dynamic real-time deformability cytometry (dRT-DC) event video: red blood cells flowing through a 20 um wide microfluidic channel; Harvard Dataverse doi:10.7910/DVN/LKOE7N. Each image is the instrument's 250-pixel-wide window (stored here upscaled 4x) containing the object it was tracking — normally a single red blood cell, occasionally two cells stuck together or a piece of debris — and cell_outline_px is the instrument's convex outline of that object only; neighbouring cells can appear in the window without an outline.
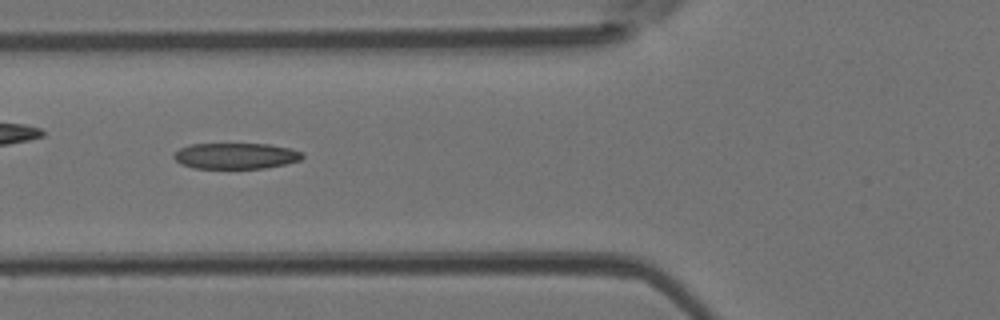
{"species": "Egyptian fruit bat (a non-hibernating species)", "species_latin": "Rousettus aegyptiacus", "temperature_condition": "room temperature", "stored_images_in_passage": 49, "camera_frame_rate_fps": 3000, "um_per_image_px": 0.085, "animal": {"sex": "female"}, "frame": {"image": 1, "passage_image": 18, "time_ms": 5.667, "image_size_px": [1000, 320], "cell_outline_px": [[304, 156], [300, 160], [284, 164], [264, 168], [192, 168], [180, 164], [172, 156], [180, 148], [188, 144], [268, 144], [292, 148], [300, 152]], "centroid_in_image_um": [20.02, 13.25], "position_along_channel_um": 105.8, "area_um2": 19.42}}
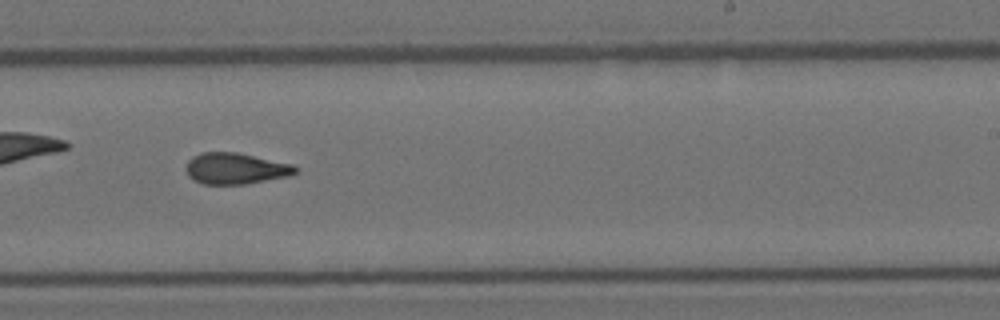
{"frame": {"image": 2, "passage_image": 30, "time_ms": 9.667, "image_size_px": [1000, 320], "cell_outline_px": [[296, 172], [288, 176], [244, 184], [204, 184], [192, 180], [188, 176], [184, 168], [188, 160], [192, 156], [200, 152], [236, 152], [292, 164], [296, 168]], "centroid_in_image_um": [19.94, 14.32], "position_along_channel_um": 269.1, "area_um2": 19.88}}
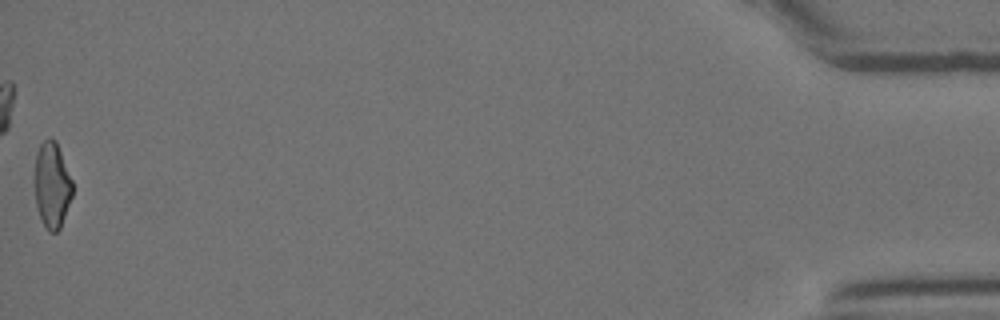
{"frame": {"image": 3, "passage_image": 49, "time_ms": 16.0, "image_size_px": [1000, 320], "cell_outline_px": [[72, 196], [60, 228], [56, 232], [48, 232], [40, 216], [36, 204], [36, 152], [40, 144], [44, 140], [52, 136], [56, 140], [72, 180]], "centroid_in_image_um": [4.44, 15.71], "position_along_channel_um": 430.8, "area_um2": 18.61}, "authors_computed_cell_mechanics": {"area_um2": 20.1144, "velocity_mm_per_s": 4.0884, "shape_relaxation_time_tau1_ms": null, "shape_relaxation_time_tau2_ms": 2.4486, "deformation_change_tau1": null, "deformation_change_tau2": 0.1024}}